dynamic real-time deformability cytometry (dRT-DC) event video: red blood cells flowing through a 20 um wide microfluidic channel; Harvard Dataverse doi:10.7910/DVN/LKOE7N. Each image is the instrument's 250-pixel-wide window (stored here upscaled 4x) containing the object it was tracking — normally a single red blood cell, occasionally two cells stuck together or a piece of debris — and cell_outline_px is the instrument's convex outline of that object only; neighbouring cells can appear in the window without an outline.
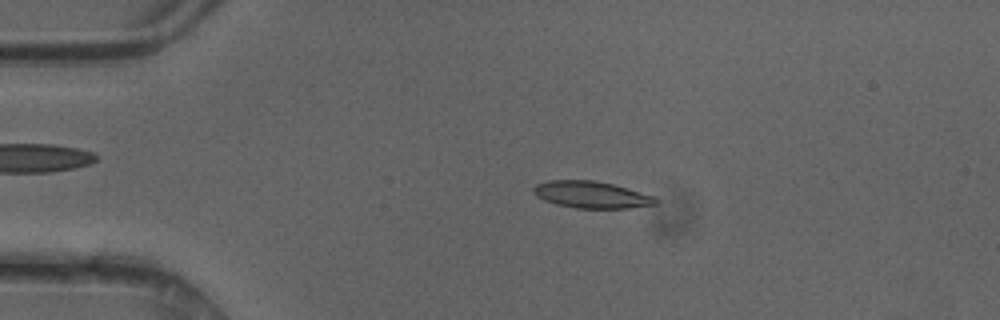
{"species": "common noctule bat (a hibernating species)", "species_latin": "Nyctalus noctula", "temperature_condition": "cold", "stored_images_in_passage": 48, "camera_frame_rate_fps": 3000, "um_per_image_px": 0.085, "animal": {"sex": "female"}, "frame": {"image": 1, "passage_image": 10, "time_ms": 3.0, "image_size_px": [1000, 320], "cell_outline_px": [[660, 204], [632, 208], [576, 208], [556, 204], [544, 200], [536, 196], [532, 192], [532, 188], [536, 184], [548, 180], [592, 180], [612, 184], [628, 188], [656, 196], [660, 200]], "centroid_in_image_um": [50.32, 16.55], "position_along_channel_um": 34.7, "area_um2": 19.42}}
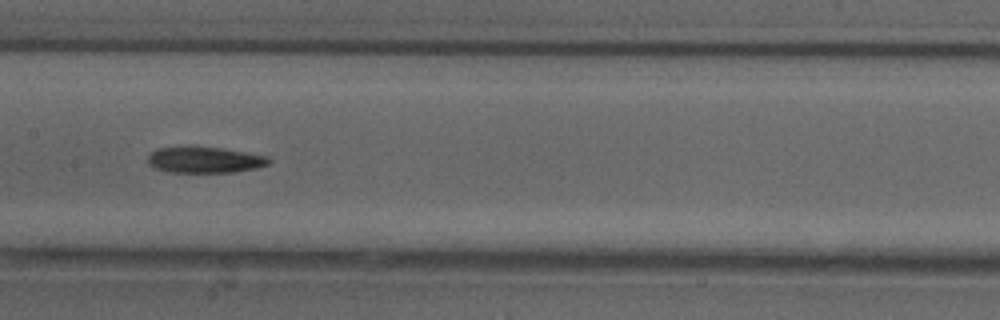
{"frame": {"image": 2, "passage_image": 24, "time_ms": 7.667, "image_size_px": [1000, 320], "cell_outline_px": [[272, 160], [268, 164], [256, 168], [232, 172], [168, 172], [156, 168], [148, 164], [148, 156], [156, 148], [192, 144], [220, 148], [268, 156]], "centroid_in_image_um": [17.35, 13.55], "position_along_channel_um": 190.0, "area_um2": 18.84}}
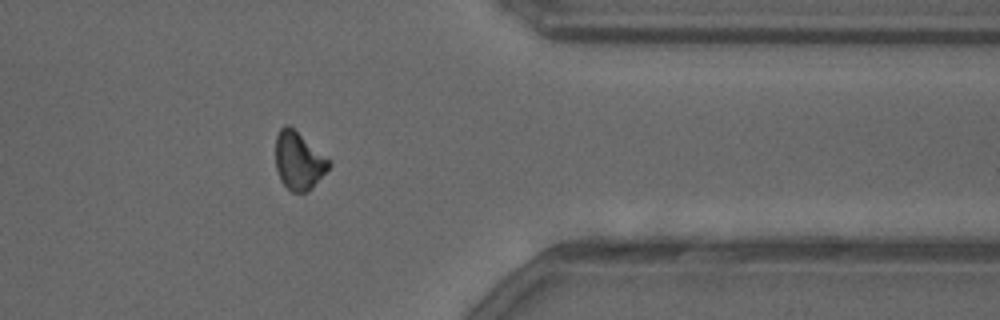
{"frame": {"image": 3, "passage_image": 39, "time_ms": 12.667, "image_size_px": [1000, 320], "cell_outline_px": [[332, 164], [312, 188], [304, 192], [292, 192], [280, 180], [276, 168], [276, 136], [280, 128], [284, 124], [288, 124], [332, 160]], "centroid_in_image_um": [25.4, 13.65], "position_along_channel_um": 386.0, "area_um2": 18.03}, "authors_computed_cell_mechanics": {"area_um2": 18.7272, "velocity_mm_per_s": 4.2144, "shape_relaxation_time_tau1_ms": 4.92, "shape_relaxation_time_tau2_ms": null, "deformation_change_tau1": 0.1378, "deformation_change_tau2": null}}